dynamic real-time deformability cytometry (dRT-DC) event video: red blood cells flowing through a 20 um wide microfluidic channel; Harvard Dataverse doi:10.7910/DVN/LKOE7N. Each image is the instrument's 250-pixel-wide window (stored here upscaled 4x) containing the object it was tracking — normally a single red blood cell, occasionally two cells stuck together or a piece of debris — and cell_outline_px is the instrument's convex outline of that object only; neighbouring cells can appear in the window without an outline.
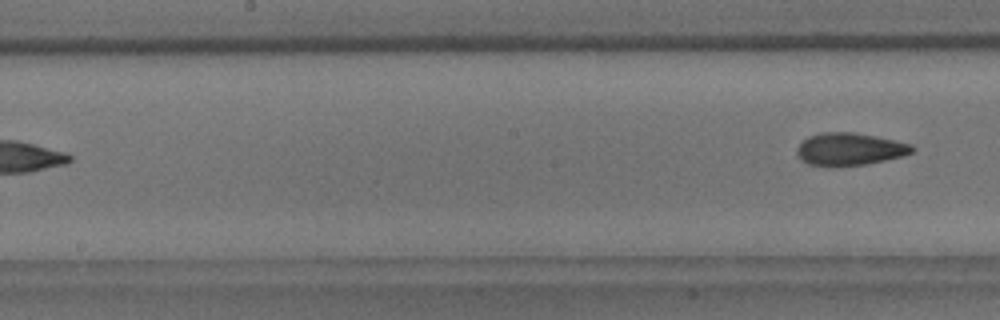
{"species": "common noctule bat (a hibernating species)", "species_latin": "Nyctalus noctula", "temperature_condition": "room temperature", "stored_images_in_passage": 5, "camera_frame_rate_fps": 3000, "um_per_image_px": 0.085, "animal": {"sex": "male", "body_mass_g": 18.8}, "frame": {"image": 1, "passage_image": 5, "time_ms": 4.667, "image_size_px": [1000, 320], "cell_outline_px": [[916, 148], [912, 152], [904, 156], [868, 164], [832, 168], [808, 164], [800, 160], [796, 152], [796, 148], [808, 136], [820, 132], [852, 132], [876, 136], [896, 140], [912, 144]], "centroid_in_image_um": [72.21, 12.7], "position_along_channel_um": 176.0, "area_um2": 22.43}}